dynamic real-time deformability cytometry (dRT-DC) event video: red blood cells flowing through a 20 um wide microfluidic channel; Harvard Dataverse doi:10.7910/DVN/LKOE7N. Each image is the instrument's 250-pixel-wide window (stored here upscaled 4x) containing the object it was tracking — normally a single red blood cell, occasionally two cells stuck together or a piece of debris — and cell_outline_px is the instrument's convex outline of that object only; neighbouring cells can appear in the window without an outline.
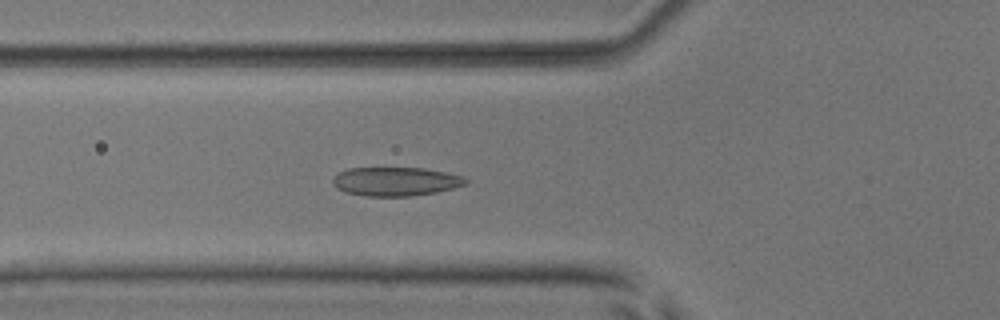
{"species": "common noctule bat (a hibernating species)", "species_latin": "Nyctalus noctula", "temperature_condition": "room temperature", "stored_images_in_passage": 44, "segment_of_instrument_passage": [1, 2], "camera_frame_rate_fps": 3000, "um_per_image_px": 0.085, "animal": {"sex": "male", "body_mass_g": 17.9, "forearm_length_mm": 54.2}, "frame": {"image": 1, "passage_image": 10, "time_ms": 3.0, "image_size_px": [1000, 320], "cell_outline_px": [[468, 184], [436, 192], [412, 196], [364, 196], [348, 192], [336, 188], [332, 184], [332, 180], [336, 172], [348, 168], [424, 168], [464, 176], [468, 180]], "centroid_in_image_um": [33.61, 15.42], "position_along_channel_um": 92.2, "area_um2": 22.43}}
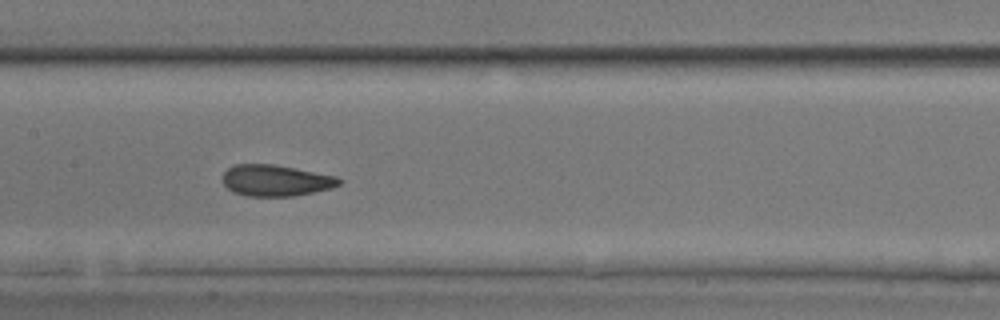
{"frame": {"image": 2, "passage_image": 17, "time_ms": 5.333, "image_size_px": [1000, 320], "cell_outline_px": [[344, 180], [340, 184], [332, 188], [292, 196], [244, 196], [232, 192], [224, 184], [224, 172], [232, 164], [272, 164], [336, 176]], "centroid_in_image_um": [23.43, 15.34], "position_along_channel_um": 184.0, "area_um2": 21.15}}
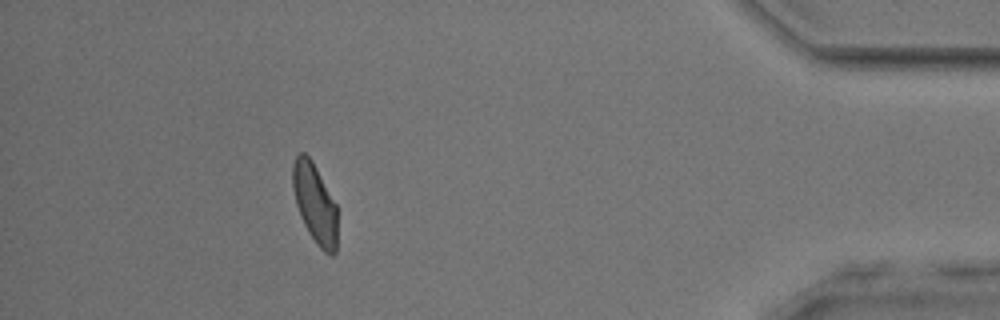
{"frame": {"image": 3, "passage_image": 38, "time_ms": 12.333, "image_size_px": [1000, 320], "cell_outline_px": [[336, 252], [332, 256], [324, 252], [316, 244], [308, 232], [300, 216], [296, 204], [292, 188], [292, 164], [296, 156], [300, 152], [304, 152], [312, 160], [336, 204]], "centroid_in_image_um": [26.74, 17.28], "position_along_channel_um": 408.5, "area_um2": 20.75}}